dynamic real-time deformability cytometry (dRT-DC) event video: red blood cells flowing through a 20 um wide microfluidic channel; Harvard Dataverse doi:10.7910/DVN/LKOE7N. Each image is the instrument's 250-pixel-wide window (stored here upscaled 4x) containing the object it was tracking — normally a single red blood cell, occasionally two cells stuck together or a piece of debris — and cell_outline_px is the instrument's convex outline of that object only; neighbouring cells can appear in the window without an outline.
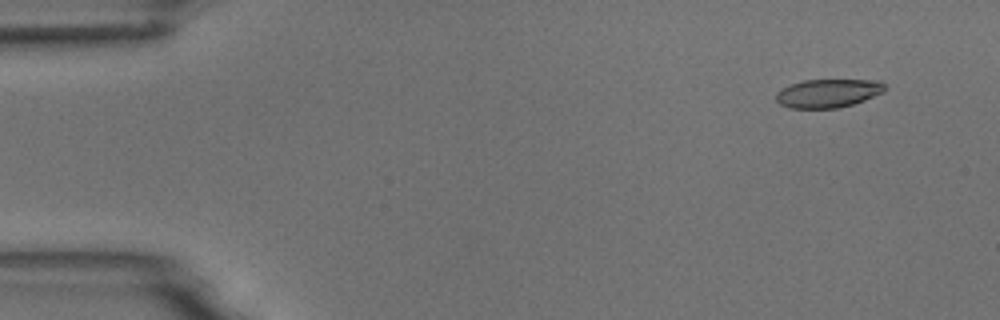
{"species": "common noctule bat (a hibernating species)", "species_latin": "Nyctalus noctula", "temperature_condition": "room temperature", "stored_images_in_passage": 4, "camera_frame_rate_fps": 3000, "um_per_image_px": 0.085, "animal": {"sex": "male", "body_mass_g": 18.8}, "frame": {"image": 1, "passage_image": 1, "time_ms": 0.0, "image_size_px": [1000, 320], "cell_outline_px": [[884, 92], [864, 100], [852, 104], [836, 108], [788, 108], [780, 104], [776, 100], [776, 92], [780, 88], [804, 80], [880, 80], [884, 84]], "centroid_in_image_um": [70.36, 7.92], "position_along_channel_um": 14.6, "area_um2": 18.03}}
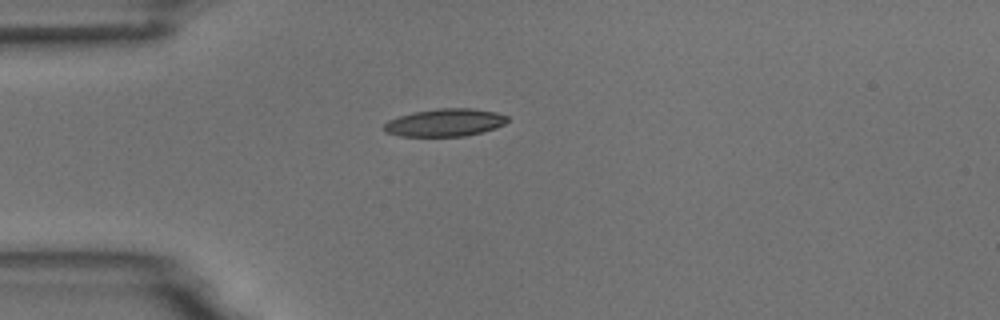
{"frame": {"image": 2, "passage_image": 4, "time_ms": 3.333, "image_size_px": [1000, 320], "cell_outline_px": [[508, 120], [504, 124], [496, 128], [464, 136], [400, 136], [384, 132], [384, 124], [388, 120], [412, 112], [436, 108], [472, 108], [496, 112], [508, 116]], "centroid_in_image_um": [37.81, 10.41], "position_along_channel_um": 47.2, "area_um2": 19.94}}